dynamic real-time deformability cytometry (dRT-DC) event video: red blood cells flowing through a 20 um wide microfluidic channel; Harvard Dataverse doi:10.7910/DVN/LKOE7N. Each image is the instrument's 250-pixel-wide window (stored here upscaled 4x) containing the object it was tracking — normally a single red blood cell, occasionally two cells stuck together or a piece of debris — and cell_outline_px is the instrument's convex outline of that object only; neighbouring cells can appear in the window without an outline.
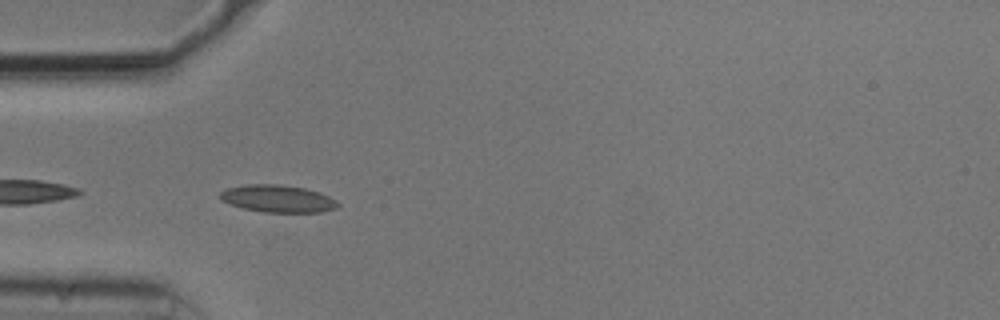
{"species": "common noctule bat (a hibernating species)", "species_latin": "Nyctalus noctula", "temperature_condition": "cold", "stored_images_in_passage": 5, "camera_frame_rate_fps": 3000, "um_per_image_px": 0.085, "animal": {"sex": "male", "body_mass_g": 20.5, "forearm_length_mm": 52.5}, "frame": {"image": 1, "passage_image": 2, "time_ms": 0.333, "image_size_px": [1000, 320], "cell_outline_px": [[340, 204], [336, 208], [320, 212], [264, 212], [244, 208], [220, 200], [220, 192], [224, 188], [248, 184], [280, 184], [304, 188], [320, 192], [336, 200]], "centroid_in_image_um": [23.6, 16.87], "position_along_channel_um": 61.4, "area_um2": 18.73}}